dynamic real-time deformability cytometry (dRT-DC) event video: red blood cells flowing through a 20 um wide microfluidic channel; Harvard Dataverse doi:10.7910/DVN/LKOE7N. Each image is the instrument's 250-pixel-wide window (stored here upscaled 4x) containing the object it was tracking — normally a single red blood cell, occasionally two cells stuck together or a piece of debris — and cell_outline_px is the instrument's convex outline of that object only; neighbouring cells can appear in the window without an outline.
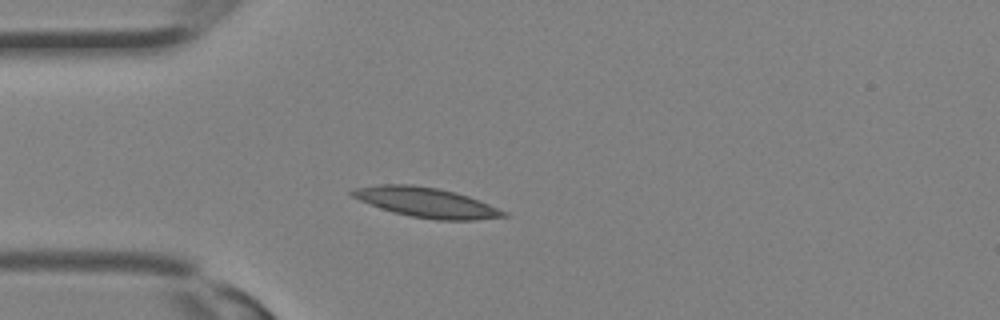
{"species": "Egyptian fruit bat (a non-hibernating species)", "species_latin": "Rousettus aegyptiacus", "temperature_condition": "room temperature", "stored_images_in_passage": 10, "camera_frame_rate_fps": 3000, "um_per_image_px": 0.085, "animal": {"sex": "female"}, "frame": {"image": 1, "passage_image": 7, "time_ms": 2.0, "image_size_px": [1000, 320], "cell_outline_px": [[508, 216], [472, 220], [436, 220], [412, 216], [392, 212], [380, 208], [360, 200], [352, 196], [348, 192], [352, 188], [380, 184], [412, 184], [440, 188], [456, 192], [468, 196], [508, 212]], "centroid_in_image_um": [36.21, 17.19], "position_along_channel_um": 48.8, "area_um2": 26.36}}
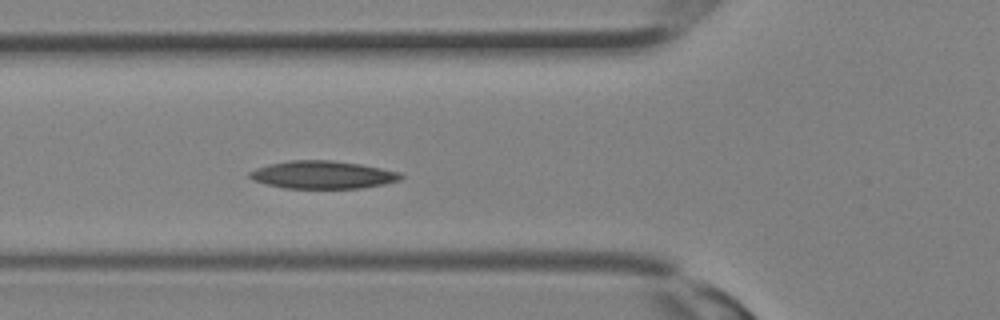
{"frame": {"image": 2, "passage_image": 10, "time_ms": 3.0, "image_size_px": [1000, 320], "cell_outline_px": [[404, 176], [400, 180], [384, 184], [360, 188], [284, 188], [252, 180], [248, 176], [248, 172], [256, 168], [268, 164], [288, 160], [332, 160], [360, 164], [400, 172]], "centroid_in_image_um": [27.41, 14.85], "position_along_channel_um": 98.4, "area_um2": 24.51}}